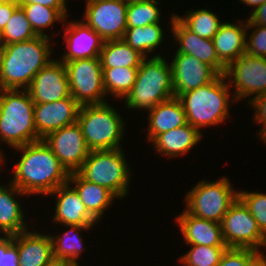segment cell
I'll return each instance as SVG.
<instances>
[{"label": "cell", "mask_w": 266, "mask_h": 266, "mask_svg": "<svg viewBox=\"0 0 266 266\" xmlns=\"http://www.w3.org/2000/svg\"><path fill=\"white\" fill-rule=\"evenodd\" d=\"M21 152L10 182L26 195L47 196L68 182L69 173L43 139L14 148Z\"/></svg>", "instance_id": "6da1fadb"}, {"label": "cell", "mask_w": 266, "mask_h": 266, "mask_svg": "<svg viewBox=\"0 0 266 266\" xmlns=\"http://www.w3.org/2000/svg\"><path fill=\"white\" fill-rule=\"evenodd\" d=\"M51 39L36 36L6 45L0 59V90H27L35 75L55 58Z\"/></svg>", "instance_id": "7a4b0ae2"}, {"label": "cell", "mask_w": 266, "mask_h": 266, "mask_svg": "<svg viewBox=\"0 0 266 266\" xmlns=\"http://www.w3.org/2000/svg\"><path fill=\"white\" fill-rule=\"evenodd\" d=\"M187 123L200 133L201 128L217 126L225 123L230 114L231 103H237L224 74L214 81L197 89L182 93L179 97Z\"/></svg>", "instance_id": "3957f363"}, {"label": "cell", "mask_w": 266, "mask_h": 266, "mask_svg": "<svg viewBox=\"0 0 266 266\" xmlns=\"http://www.w3.org/2000/svg\"><path fill=\"white\" fill-rule=\"evenodd\" d=\"M174 97L170 61L164 56L146 57L138 68L136 81L124 101L130 111H150Z\"/></svg>", "instance_id": "277c9868"}, {"label": "cell", "mask_w": 266, "mask_h": 266, "mask_svg": "<svg viewBox=\"0 0 266 266\" xmlns=\"http://www.w3.org/2000/svg\"><path fill=\"white\" fill-rule=\"evenodd\" d=\"M34 102L28 90H0V142L17 148L38 141Z\"/></svg>", "instance_id": "5b68a950"}, {"label": "cell", "mask_w": 266, "mask_h": 266, "mask_svg": "<svg viewBox=\"0 0 266 266\" xmlns=\"http://www.w3.org/2000/svg\"><path fill=\"white\" fill-rule=\"evenodd\" d=\"M124 117L110 103L82 105L79 109V123L86 145L90 151L123 148L125 136Z\"/></svg>", "instance_id": "8992f818"}, {"label": "cell", "mask_w": 266, "mask_h": 266, "mask_svg": "<svg viewBox=\"0 0 266 266\" xmlns=\"http://www.w3.org/2000/svg\"><path fill=\"white\" fill-rule=\"evenodd\" d=\"M123 148L90 151L77 173L85 180L103 186L118 199L130 193L131 165Z\"/></svg>", "instance_id": "52a82bcc"}, {"label": "cell", "mask_w": 266, "mask_h": 266, "mask_svg": "<svg viewBox=\"0 0 266 266\" xmlns=\"http://www.w3.org/2000/svg\"><path fill=\"white\" fill-rule=\"evenodd\" d=\"M222 176L216 181L201 179L184 195L185 210L198 218L221 223L231 204L238 198V190Z\"/></svg>", "instance_id": "ba28073f"}, {"label": "cell", "mask_w": 266, "mask_h": 266, "mask_svg": "<svg viewBox=\"0 0 266 266\" xmlns=\"http://www.w3.org/2000/svg\"><path fill=\"white\" fill-rule=\"evenodd\" d=\"M65 64L71 96L82 106L108 102L99 57L76 59Z\"/></svg>", "instance_id": "9c48e42d"}, {"label": "cell", "mask_w": 266, "mask_h": 266, "mask_svg": "<svg viewBox=\"0 0 266 266\" xmlns=\"http://www.w3.org/2000/svg\"><path fill=\"white\" fill-rule=\"evenodd\" d=\"M221 226L228 248H250L259 252L265 250L266 237L259 230L256 220L239 197L223 216Z\"/></svg>", "instance_id": "30bf717a"}, {"label": "cell", "mask_w": 266, "mask_h": 266, "mask_svg": "<svg viewBox=\"0 0 266 266\" xmlns=\"http://www.w3.org/2000/svg\"><path fill=\"white\" fill-rule=\"evenodd\" d=\"M224 75L237 102H247L250 96L249 102L266 92V58L245 52L226 67Z\"/></svg>", "instance_id": "8fae6325"}, {"label": "cell", "mask_w": 266, "mask_h": 266, "mask_svg": "<svg viewBox=\"0 0 266 266\" xmlns=\"http://www.w3.org/2000/svg\"><path fill=\"white\" fill-rule=\"evenodd\" d=\"M81 17L104 41L123 39L127 29V5L124 0H85ZM83 18V19H82Z\"/></svg>", "instance_id": "7c38bea8"}, {"label": "cell", "mask_w": 266, "mask_h": 266, "mask_svg": "<svg viewBox=\"0 0 266 266\" xmlns=\"http://www.w3.org/2000/svg\"><path fill=\"white\" fill-rule=\"evenodd\" d=\"M43 140L69 174L77 172L90 153L78 122L49 133Z\"/></svg>", "instance_id": "4fadbf2b"}, {"label": "cell", "mask_w": 266, "mask_h": 266, "mask_svg": "<svg viewBox=\"0 0 266 266\" xmlns=\"http://www.w3.org/2000/svg\"><path fill=\"white\" fill-rule=\"evenodd\" d=\"M170 61L174 96L197 89L214 81L220 74L194 56L174 52Z\"/></svg>", "instance_id": "5bb4252c"}, {"label": "cell", "mask_w": 266, "mask_h": 266, "mask_svg": "<svg viewBox=\"0 0 266 266\" xmlns=\"http://www.w3.org/2000/svg\"><path fill=\"white\" fill-rule=\"evenodd\" d=\"M66 17L61 28H63L65 50L59 58L62 62L73 61L76 59L99 57L104 40L81 18L79 20H69ZM69 20V22H68ZM66 23V24H65ZM65 24V25H64Z\"/></svg>", "instance_id": "9a60e30c"}, {"label": "cell", "mask_w": 266, "mask_h": 266, "mask_svg": "<svg viewBox=\"0 0 266 266\" xmlns=\"http://www.w3.org/2000/svg\"><path fill=\"white\" fill-rule=\"evenodd\" d=\"M34 104L51 103L69 97L65 64L57 57L41 69L27 89Z\"/></svg>", "instance_id": "2e32d148"}, {"label": "cell", "mask_w": 266, "mask_h": 266, "mask_svg": "<svg viewBox=\"0 0 266 266\" xmlns=\"http://www.w3.org/2000/svg\"><path fill=\"white\" fill-rule=\"evenodd\" d=\"M176 13L170 14V29L173 42L177 45L178 53H185L202 62L211 65L219 74H224L226 66L219 60L215 46L211 39L199 37L190 31L176 16ZM178 43V44H176Z\"/></svg>", "instance_id": "e0dca14e"}, {"label": "cell", "mask_w": 266, "mask_h": 266, "mask_svg": "<svg viewBox=\"0 0 266 266\" xmlns=\"http://www.w3.org/2000/svg\"><path fill=\"white\" fill-rule=\"evenodd\" d=\"M80 107L71 95L51 103L34 104V123L39 140L57 129L77 122Z\"/></svg>", "instance_id": "ac0fdd59"}, {"label": "cell", "mask_w": 266, "mask_h": 266, "mask_svg": "<svg viewBox=\"0 0 266 266\" xmlns=\"http://www.w3.org/2000/svg\"><path fill=\"white\" fill-rule=\"evenodd\" d=\"M55 196L51 222L61 225L95 226L98 221L88 212L75 188L69 183L48 195Z\"/></svg>", "instance_id": "d6986e66"}, {"label": "cell", "mask_w": 266, "mask_h": 266, "mask_svg": "<svg viewBox=\"0 0 266 266\" xmlns=\"http://www.w3.org/2000/svg\"><path fill=\"white\" fill-rule=\"evenodd\" d=\"M176 216V224L180 228L183 243L186 245L226 246L221 223L198 218L185 209Z\"/></svg>", "instance_id": "ffe728a7"}, {"label": "cell", "mask_w": 266, "mask_h": 266, "mask_svg": "<svg viewBox=\"0 0 266 266\" xmlns=\"http://www.w3.org/2000/svg\"><path fill=\"white\" fill-rule=\"evenodd\" d=\"M0 186V235L14 236L28 230L20 197L28 196L10 181ZM19 198V199H18Z\"/></svg>", "instance_id": "44dd1931"}, {"label": "cell", "mask_w": 266, "mask_h": 266, "mask_svg": "<svg viewBox=\"0 0 266 266\" xmlns=\"http://www.w3.org/2000/svg\"><path fill=\"white\" fill-rule=\"evenodd\" d=\"M38 231L28 229L13 236L19 266H46L54 258L50 234Z\"/></svg>", "instance_id": "7402d4cb"}, {"label": "cell", "mask_w": 266, "mask_h": 266, "mask_svg": "<svg viewBox=\"0 0 266 266\" xmlns=\"http://www.w3.org/2000/svg\"><path fill=\"white\" fill-rule=\"evenodd\" d=\"M202 138H204L203 133L187 123L159 134L151 143L155 153L169 159L185 156L186 153L188 154L191 149L201 143Z\"/></svg>", "instance_id": "603a6c76"}, {"label": "cell", "mask_w": 266, "mask_h": 266, "mask_svg": "<svg viewBox=\"0 0 266 266\" xmlns=\"http://www.w3.org/2000/svg\"><path fill=\"white\" fill-rule=\"evenodd\" d=\"M235 20L223 21L212 38L216 54L226 67L246 52V19Z\"/></svg>", "instance_id": "cb8c5ba5"}, {"label": "cell", "mask_w": 266, "mask_h": 266, "mask_svg": "<svg viewBox=\"0 0 266 266\" xmlns=\"http://www.w3.org/2000/svg\"><path fill=\"white\" fill-rule=\"evenodd\" d=\"M147 141L152 142L159 134L187 124L183 105L178 97L158 103L148 111Z\"/></svg>", "instance_id": "d4e9b609"}, {"label": "cell", "mask_w": 266, "mask_h": 266, "mask_svg": "<svg viewBox=\"0 0 266 266\" xmlns=\"http://www.w3.org/2000/svg\"><path fill=\"white\" fill-rule=\"evenodd\" d=\"M68 182L75 188L88 212L101 222L110 206L118 199L111 191L103 186L83 179L77 172L69 174Z\"/></svg>", "instance_id": "484cf974"}, {"label": "cell", "mask_w": 266, "mask_h": 266, "mask_svg": "<svg viewBox=\"0 0 266 266\" xmlns=\"http://www.w3.org/2000/svg\"><path fill=\"white\" fill-rule=\"evenodd\" d=\"M62 227H66L62 234L50 233L53 257L69 261L74 266H80L78 260H80L82 252L84 254V251L87 250V247L84 246L86 243L83 242L85 239L82 236V231L94 230L95 226L62 225Z\"/></svg>", "instance_id": "4316f807"}, {"label": "cell", "mask_w": 266, "mask_h": 266, "mask_svg": "<svg viewBox=\"0 0 266 266\" xmlns=\"http://www.w3.org/2000/svg\"><path fill=\"white\" fill-rule=\"evenodd\" d=\"M163 23H154L146 26L127 27L123 40L132 48L139 51L145 57L165 56L162 54L151 55L156 48H161L165 36ZM164 33V34H163ZM151 55V56H150Z\"/></svg>", "instance_id": "83f0119b"}, {"label": "cell", "mask_w": 266, "mask_h": 266, "mask_svg": "<svg viewBox=\"0 0 266 266\" xmlns=\"http://www.w3.org/2000/svg\"><path fill=\"white\" fill-rule=\"evenodd\" d=\"M102 69L139 67L146 58L132 49L123 39L104 41L99 55Z\"/></svg>", "instance_id": "f1b7e54d"}, {"label": "cell", "mask_w": 266, "mask_h": 266, "mask_svg": "<svg viewBox=\"0 0 266 266\" xmlns=\"http://www.w3.org/2000/svg\"><path fill=\"white\" fill-rule=\"evenodd\" d=\"M190 31L204 39H211L218 32L223 23L216 13L208 8H197L186 11L181 16L175 15Z\"/></svg>", "instance_id": "f546056e"}, {"label": "cell", "mask_w": 266, "mask_h": 266, "mask_svg": "<svg viewBox=\"0 0 266 266\" xmlns=\"http://www.w3.org/2000/svg\"><path fill=\"white\" fill-rule=\"evenodd\" d=\"M139 67H116L103 70V85L107 95L121 100L132 90Z\"/></svg>", "instance_id": "4dcf8cb0"}, {"label": "cell", "mask_w": 266, "mask_h": 266, "mask_svg": "<svg viewBox=\"0 0 266 266\" xmlns=\"http://www.w3.org/2000/svg\"><path fill=\"white\" fill-rule=\"evenodd\" d=\"M19 6L25 12L28 21L38 36L51 38L49 34H46V32L49 33L47 29L49 27L53 28L55 22H62L63 24L66 19L57 9L44 5L32 3L19 4Z\"/></svg>", "instance_id": "1f68e13d"}, {"label": "cell", "mask_w": 266, "mask_h": 266, "mask_svg": "<svg viewBox=\"0 0 266 266\" xmlns=\"http://www.w3.org/2000/svg\"><path fill=\"white\" fill-rule=\"evenodd\" d=\"M160 0H144L127 5V27H143L162 23Z\"/></svg>", "instance_id": "d6a6232c"}, {"label": "cell", "mask_w": 266, "mask_h": 266, "mask_svg": "<svg viewBox=\"0 0 266 266\" xmlns=\"http://www.w3.org/2000/svg\"><path fill=\"white\" fill-rule=\"evenodd\" d=\"M190 249L179 257L183 266H218L227 246L187 245Z\"/></svg>", "instance_id": "836d02e7"}, {"label": "cell", "mask_w": 266, "mask_h": 266, "mask_svg": "<svg viewBox=\"0 0 266 266\" xmlns=\"http://www.w3.org/2000/svg\"><path fill=\"white\" fill-rule=\"evenodd\" d=\"M2 35L6 45L27 41L38 36L20 6L14 11L3 28Z\"/></svg>", "instance_id": "e575fe53"}, {"label": "cell", "mask_w": 266, "mask_h": 266, "mask_svg": "<svg viewBox=\"0 0 266 266\" xmlns=\"http://www.w3.org/2000/svg\"><path fill=\"white\" fill-rule=\"evenodd\" d=\"M238 197L249 209L259 227V230L266 237V193L238 191Z\"/></svg>", "instance_id": "d590c367"}, {"label": "cell", "mask_w": 266, "mask_h": 266, "mask_svg": "<svg viewBox=\"0 0 266 266\" xmlns=\"http://www.w3.org/2000/svg\"><path fill=\"white\" fill-rule=\"evenodd\" d=\"M262 252L250 248H227L218 266H255Z\"/></svg>", "instance_id": "8d00e7d4"}, {"label": "cell", "mask_w": 266, "mask_h": 266, "mask_svg": "<svg viewBox=\"0 0 266 266\" xmlns=\"http://www.w3.org/2000/svg\"><path fill=\"white\" fill-rule=\"evenodd\" d=\"M246 30V53L266 58V26L246 24Z\"/></svg>", "instance_id": "74e56055"}, {"label": "cell", "mask_w": 266, "mask_h": 266, "mask_svg": "<svg viewBox=\"0 0 266 266\" xmlns=\"http://www.w3.org/2000/svg\"><path fill=\"white\" fill-rule=\"evenodd\" d=\"M247 103L254 108L252 109L254 112L252 116L253 123L261 124L260 130H258V137L261 140L266 135V92L254 97Z\"/></svg>", "instance_id": "f35d334b"}, {"label": "cell", "mask_w": 266, "mask_h": 266, "mask_svg": "<svg viewBox=\"0 0 266 266\" xmlns=\"http://www.w3.org/2000/svg\"><path fill=\"white\" fill-rule=\"evenodd\" d=\"M0 266H19L18 249L13 244V236L1 235Z\"/></svg>", "instance_id": "ab89813d"}, {"label": "cell", "mask_w": 266, "mask_h": 266, "mask_svg": "<svg viewBox=\"0 0 266 266\" xmlns=\"http://www.w3.org/2000/svg\"><path fill=\"white\" fill-rule=\"evenodd\" d=\"M18 4H40L57 9L65 18L69 17L67 0H17Z\"/></svg>", "instance_id": "60d3db41"}, {"label": "cell", "mask_w": 266, "mask_h": 266, "mask_svg": "<svg viewBox=\"0 0 266 266\" xmlns=\"http://www.w3.org/2000/svg\"><path fill=\"white\" fill-rule=\"evenodd\" d=\"M19 7L17 0H10L0 5V31L8 23L14 11Z\"/></svg>", "instance_id": "b9f144b4"}, {"label": "cell", "mask_w": 266, "mask_h": 266, "mask_svg": "<svg viewBox=\"0 0 266 266\" xmlns=\"http://www.w3.org/2000/svg\"><path fill=\"white\" fill-rule=\"evenodd\" d=\"M249 13V17L246 18V24L266 26V0L253 12Z\"/></svg>", "instance_id": "7bdbcfd3"}, {"label": "cell", "mask_w": 266, "mask_h": 266, "mask_svg": "<svg viewBox=\"0 0 266 266\" xmlns=\"http://www.w3.org/2000/svg\"><path fill=\"white\" fill-rule=\"evenodd\" d=\"M265 0H239L240 4H245L246 7H250V10L254 11L257 7H259ZM252 7V8H251Z\"/></svg>", "instance_id": "ee69618b"}, {"label": "cell", "mask_w": 266, "mask_h": 266, "mask_svg": "<svg viewBox=\"0 0 266 266\" xmlns=\"http://www.w3.org/2000/svg\"><path fill=\"white\" fill-rule=\"evenodd\" d=\"M46 266H74L71 262L53 258Z\"/></svg>", "instance_id": "f6af8a7d"}, {"label": "cell", "mask_w": 266, "mask_h": 266, "mask_svg": "<svg viewBox=\"0 0 266 266\" xmlns=\"http://www.w3.org/2000/svg\"><path fill=\"white\" fill-rule=\"evenodd\" d=\"M4 151L3 150H1L0 149V169L2 170V167H3V170H4V165H5V163L4 162H6L5 160H6V157H5V154L3 153ZM4 154V155H3ZM0 170V171H1ZM0 174H2L1 172H0ZM2 184L0 183V186H1Z\"/></svg>", "instance_id": "bcb514c9"}, {"label": "cell", "mask_w": 266, "mask_h": 266, "mask_svg": "<svg viewBox=\"0 0 266 266\" xmlns=\"http://www.w3.org/2000/svg\"><path fill=\"white\" fill-rule=\"evenodd\" d=\"M5 46H6V44L4 42V38H3V35H2V31H0V59H1V56L3 54V51H4Z\"/></svg>", "instance_id": "7dc6e473"}, {"label": "cell", "mask_w": 266, "mask_h": 266, "mask_svg": "<svg viewBox=\"0 0 266 266\" xmlns=\"http://www.w3.org/2000/svg\"><path fill=\"white\" fill-rule=\"evenodd\" d=\"M255 266H266V262L261 259Z\"/></svg>", "instance_id": "c3c4849f"}, {"label": "cell", "mask_w": 266, "mask_h": 266, "mask_svg": "<svg viewBox=\"0 0 266 266\" xmlns=\"http://www.w3.org/2000/svg\"><path fill=\"white\" fill-rule=\"evenodd\" d=\"M264 251H266V248ZM264 251L262 252L261 256H262V259L266 262V254H264Z\"/></svg>", "instance_id": "681fc988"}, {"label": "cell", "mask_w": 266, "mask_h": 266, "mask_svg": "<svg viewBox=\"0 0 266 266\" xmlns=\"http://www.w3.org/2000/svg\"><path fill=\"white\" fill-rule=\"evenodd\" d=\"M125 2L131 3V2H138V1H144V0H124Z\"/></svg>", "instance_id": "f907efd6"}, {"label": "cell", "mask_w": 266, "mask_h": 266, "mask_svg": "<svg viewBox=\"0 0 266 266\" xmlns=\"http://www.w3.org/2000/svg\"><path fill=\"white\" fill-rule=\"evenodd\" d=\"M8 1H10V0H0V5L6 3Z\"/></svg>", "instance_id": "816d5d0a"}, {"label": "cell", "mask_w": 266, "mask_h": 266, "mask_svg": "<svg viewBox=\"0 0 266 266\" xmlns=\"http://www.w3.org/2000/svg\"><path fill=\"white\" fill-rule=\"evenodd\" d=\"M264 144H266V135L261 139Z\"/></svg>", "instance_id": "f5cc1de1"}, {"label": "cell", "mask_w": 266, "mask_h": 266, "mask_svg": "<svg viewBox=\"0 0 266 266\" xmlns=\"http://www.w3.org/2000/svg\"><path fill=\"white\" fill-rule=\"evenodd\" d=\"M0 260H1V235H0Z\"/></svg>", "instance_id": "db71d44e"}]
</instances>
